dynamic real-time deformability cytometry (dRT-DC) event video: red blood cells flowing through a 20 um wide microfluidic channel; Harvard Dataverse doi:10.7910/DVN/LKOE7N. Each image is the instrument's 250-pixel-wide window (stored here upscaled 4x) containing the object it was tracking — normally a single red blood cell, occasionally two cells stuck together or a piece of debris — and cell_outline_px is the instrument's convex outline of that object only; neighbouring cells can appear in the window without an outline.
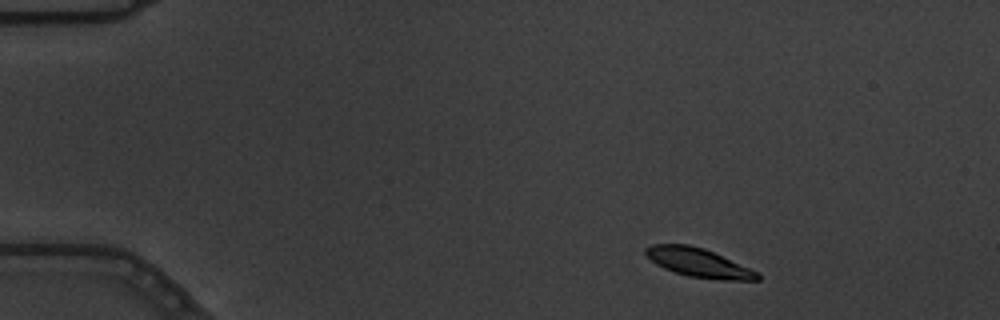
{"species": "common noctule bat (a hibernating species)", "species_latin": "Nyctalus noctula", "temperature_condition": "warm", "stored_images_in_passage": 8, "camera_frame_rate_fps": 3000, "um_per_image_px": 0.085, "animal": {"sex": "male", "body_mass_g": 19.5, "forearm_length_mm": 54.6}, "frame": {"image": 1, "passage_image": 1, "time_ms": 0.0, "image_size_px": [1000, 320], "cell_outline_px": [[760, 280], [720, 280], [688, 276], [664, 268], [656, 264], [644, 252], [644, 248], [652, 244], [688, 244], [704, 248], [760, 272]], "centroid_in_image_um": [59.41, 22.33], "position_along_channel_um": 25.6, "area_um2": 18.79}}
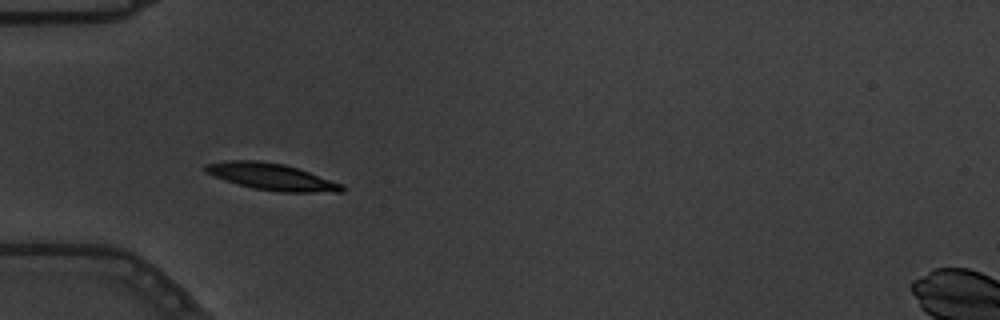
{"frame": {"image": 2, "passage_image": 4, "time_ms": 1.0, "image_size_px": [1000, 320], "cell_outline_px": [[344, 192], [280, 192], [252, 188], [224, 180], [204, 172], [204, 164], [228, 160], [260, 160], [284, 164], [344, 184]], "centroid_in_image_um": [23.06, 15.02], "position_along_channel_um": 61.9, "area_um2": 21.27}}